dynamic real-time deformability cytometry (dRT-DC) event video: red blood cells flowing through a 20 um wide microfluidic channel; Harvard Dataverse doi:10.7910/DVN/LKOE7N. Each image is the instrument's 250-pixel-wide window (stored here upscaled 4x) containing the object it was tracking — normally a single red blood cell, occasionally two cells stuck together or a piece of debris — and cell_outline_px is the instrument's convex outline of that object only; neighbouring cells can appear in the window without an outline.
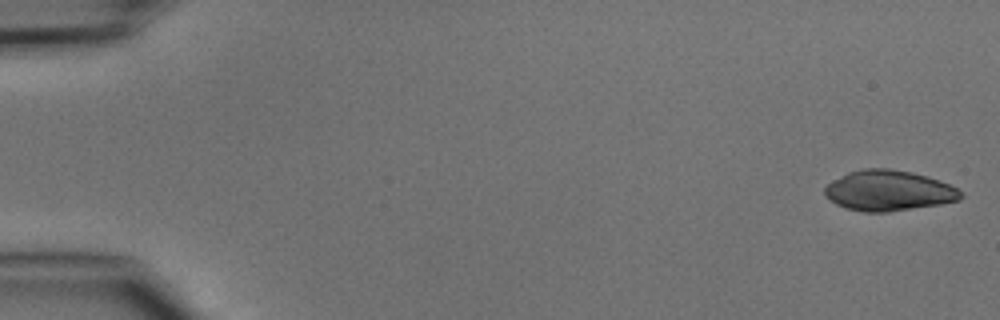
{"species": "common noctule bat (a hibernating species)", "species_latin": "Nyctalus noctula", "temperature_condition": "cold", "stored_images_in_passage": 47, "camera_frame_rate_fps": 3000, "um_per_image_px": 0.085, "animal": {"sex": "male", "body_mass_g": 15.6}, "frame": {"image": 1, "passage_image": 1, "time_ms": 0.0, "image_size_px": [1000, 320], "cell_outline_px": [[964, 196], [960, 200], [940, 204], [888, 212], [864, 212], [848, 208], [836, 204], [824, 192], [824, 188], [832, 180], [848, 172], [864, 168], [888, 168], [912, 172], [948, 184], [956, 188]], "centroid_in_image_um": [75.52, 16.2], "position_along_channel_um": 9.5, "area_um2": 31.73}}
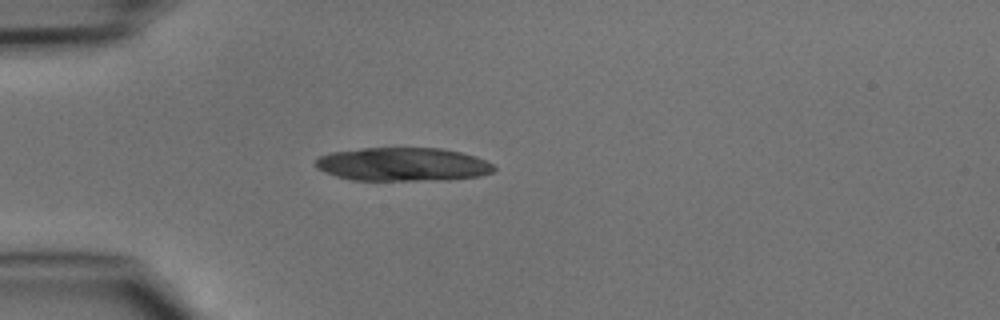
{"frame": {"image": 2, "passage_image": 13, "time_ms": 4.0, "image_size_px": [1000, 320], "cell_outline_px": [[496, 168], [492, 172], [480, 176], [448, 180], [352, 180], [336, 176], [324, 172], [316, 168], [316, 160], [320, 156], [332, 152], [360, 148], [440, 148], [460, 152], [476, 156], [492, 164]], "centroid_in_image_um": [34.24, 13.97], "position_along_channel_um": 50.8, "area_um2": 34.91}}